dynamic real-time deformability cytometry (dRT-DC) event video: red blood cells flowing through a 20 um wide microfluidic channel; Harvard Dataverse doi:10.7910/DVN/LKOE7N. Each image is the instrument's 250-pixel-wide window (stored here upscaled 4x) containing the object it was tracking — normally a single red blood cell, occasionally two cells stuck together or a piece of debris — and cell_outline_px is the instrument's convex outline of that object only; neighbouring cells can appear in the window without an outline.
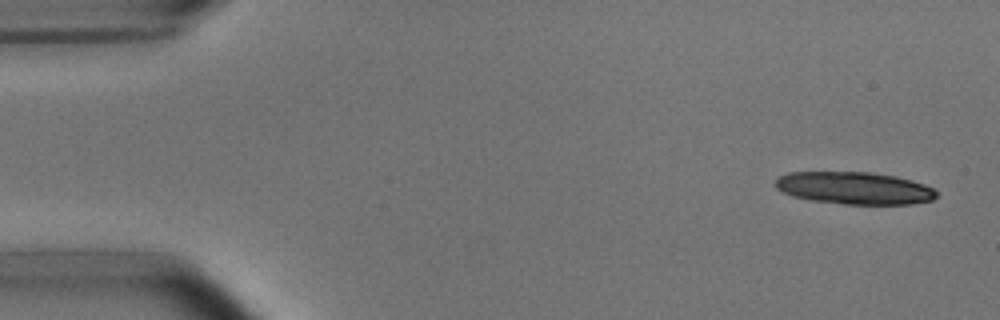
{"species": "common noctule bat (a hibernating species)", "species_latin": "Nyctalus noctula", "temperature_condition": "room temperature", "stored_images_in_passage": 7, "camera_frame_rate_fps": 3000, "um_per_image_px": 0.085, "animal": {"sex": "male", "body_mass_g": 15.6}, "frame": {"image": 1, "passage_image": 1, "time_ms": 0.0, "image_size_px": [1000, 320], "cell_outline_px": [[936, 196], [932, 200], [912, 204], [844, 204], [812, 200], [792, 196], [776, 188], [776, 180], [780, 176], [788, 172], [868, 172], [896, 176], [924, 184], [932, 188], [936, 192]], "centroid_in_image_um": [72.62, 15.98], "position_along_channel_um": 12.4, "area_um2": 30.17}}
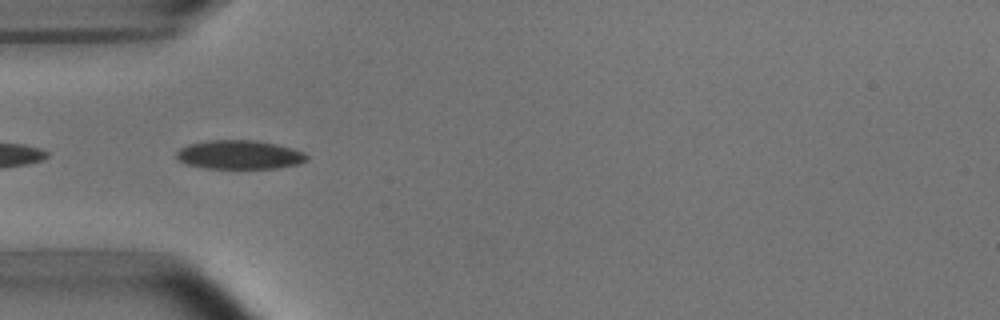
{"frame": {"image": 2, "passage_image": 5, "time_ms": 4.667, "image_size_px": [1000, 320], "cell_outline_px": [[308, 160], [296, 164], [276, 168], [204, 168], [188, 164], [180, 160], [176, 156], [176, 152], [180, 148], [188, 144], [208, 140], [256, 140], [276, 144], [304, 152], [308, 156]], "centroid_in_image_um": [20.34, 13.14], "position_along_channel_um": 64.7, "area_um2": 21.79}}
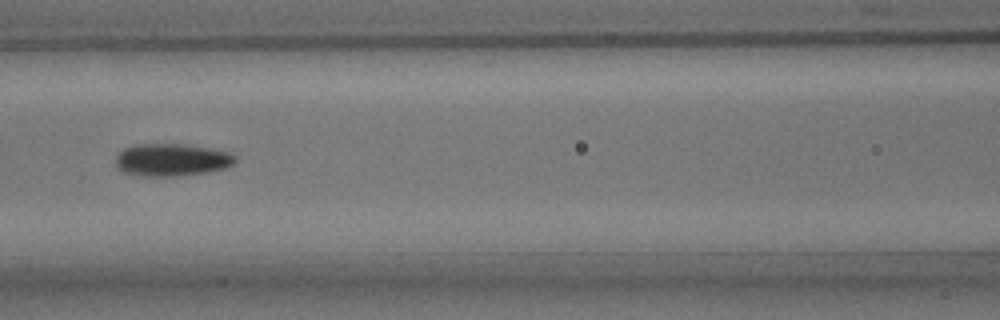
{"frame": {"image": 3, "passage_image": 7, "time_ms": 7.0, "image_size_px": [1000, 320], "cell_outline_px": [[236, 160], [232, 164], [224, 168], [204, 172], [176, 176], [148, 176], [124, 172], [116, 168], [116, 156], [124, 148], [140, 144], [184, 144], [232, 152], [236, 156]], "centroid_in_image_um": [14.6, 13.58], "position_along_channel_um": 152.0, "area_um2": 22.43}}